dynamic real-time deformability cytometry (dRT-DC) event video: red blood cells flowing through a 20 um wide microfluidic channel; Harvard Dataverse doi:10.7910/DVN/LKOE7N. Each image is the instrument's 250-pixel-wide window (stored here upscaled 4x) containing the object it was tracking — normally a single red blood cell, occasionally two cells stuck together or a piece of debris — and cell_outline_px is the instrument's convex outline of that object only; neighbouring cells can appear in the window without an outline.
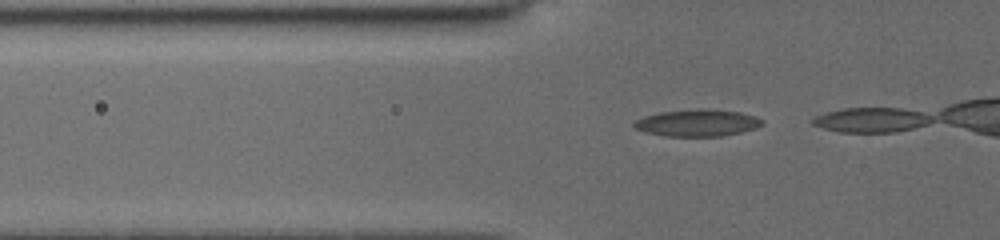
{"species": "common noctule bat (a hibernating species)", "species_latin": "Nyctalus noctula", "temperature_condition": "cold", "stored_images_in_passage": 4, "camera_frame_rate_fps": 3000, "um_per_image_px": 0.085, "animal": {"sex": "female", "body_mass_g": 19.5, "forearm_length_mm": 54.1}, "frame": {"image": 1, "passage_image": 2, "time_ms": 0.333, "image_size_px": [1000, 240], "cell_outline_px": [[764, 124], [756, 128], [724, 136], [664, 136], [648, 132], [636, 128], [632, 124], [636, 120], [644, 116], [660, 112], [696, 108], [708, 108], [740, 112], [756, 116], [764, 120]], "centroid_in_image_um": [59.32, 10.43], "position_along_channel_um": 66.5, "area_um2": 20.23}}